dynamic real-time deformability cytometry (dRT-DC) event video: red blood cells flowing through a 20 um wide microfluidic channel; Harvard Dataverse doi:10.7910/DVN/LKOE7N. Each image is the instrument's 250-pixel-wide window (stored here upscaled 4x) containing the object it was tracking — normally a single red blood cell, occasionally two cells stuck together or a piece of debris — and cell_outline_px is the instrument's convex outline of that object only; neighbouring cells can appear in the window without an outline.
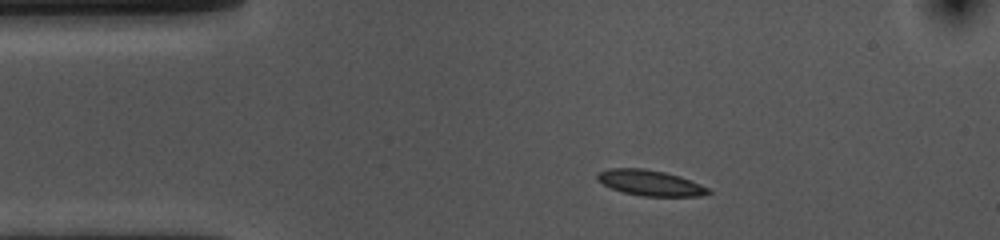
{"species": "common noctule bat (a hibernating species)", "species_latin": "Nyctalus noctula", "temperature_condition": "cold", "stored_images_in_passage": 47, "camera_frame_rate_fps": 3000, "um_per_image_px": 0.085, "animal": {"sex": "female", "body_mass_g": 10.0, "forearm_length_mm": 53.1}, "frame": {"image": 1, "passage_image": 1, "time_ms": 0.0, "image_size_px": [1000, 240], "cell_outline_px": [[712, 192], [700, 196], [640, 196], [624, 192], [612, 188], [596, 180], [596, 172], [608, 168], [644, 168], [664, 172], [680, 176], [700, 184], [708, 188]], "centroid_in_image_um": [55.23, 15.53], "position_along_channel_um": 29.8, "area_um2": 16.59}}
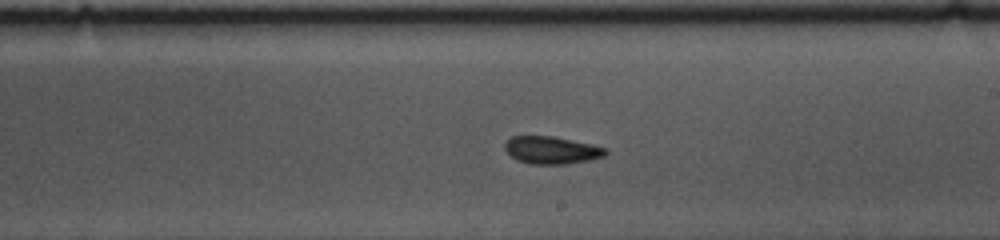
{"frame": {"image": 2, "passage_image": 22, "time_ms": 7.0, "image_size_px": [1000, 240], "cell_outline_px": [[608, 152], [604, 156], [588, 160], [564, 164], [532, 164], [516, 160], [504, 148], [504, 144], [512, 136], [552, 136], [592, 144], [608, 148]], "centroid_in_image_um": [46.9, 12.76], "position_along_channel_um": 242.1, "area_um2": 16.07}}
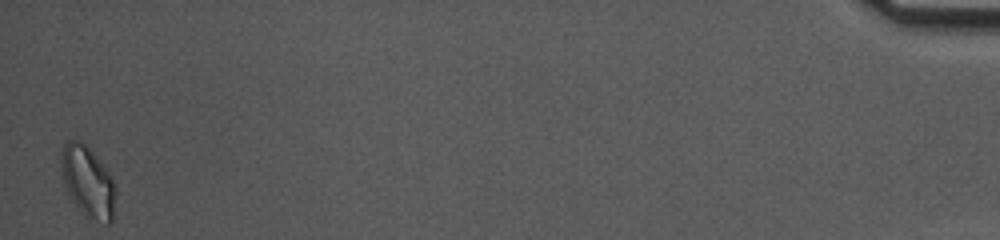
{"frame": {"image": 3, "passage_image": 46, "time_ms": 15.0, "image_size_px": [1000, 240], "cell_outline_px": [[116, 188], [112, 220], [108, 224], [104, 224], [88, 220], [80, 212], [72, 200], [64, 184], [60, 172], [60, 152], [64, 144], [68, 140], [80, 140], [100, 160], [112, 176]], "centroid_in_image_um": [7.45, 15.48], "position_along_channel_um": 427.7, "area_um2": 23.06}, "authors_computed_cell_mechanics": {"area_um2": 16.762, "velocity_mm_per_s": 3.5544, "shape_relaxation_time_tau1_ms": 4.5364, "shape_relaxation_time_tau2_ms": 2.4692, "deformation_change_tau1": 0.1144, "deformation_change_tau2": 0.0653}}